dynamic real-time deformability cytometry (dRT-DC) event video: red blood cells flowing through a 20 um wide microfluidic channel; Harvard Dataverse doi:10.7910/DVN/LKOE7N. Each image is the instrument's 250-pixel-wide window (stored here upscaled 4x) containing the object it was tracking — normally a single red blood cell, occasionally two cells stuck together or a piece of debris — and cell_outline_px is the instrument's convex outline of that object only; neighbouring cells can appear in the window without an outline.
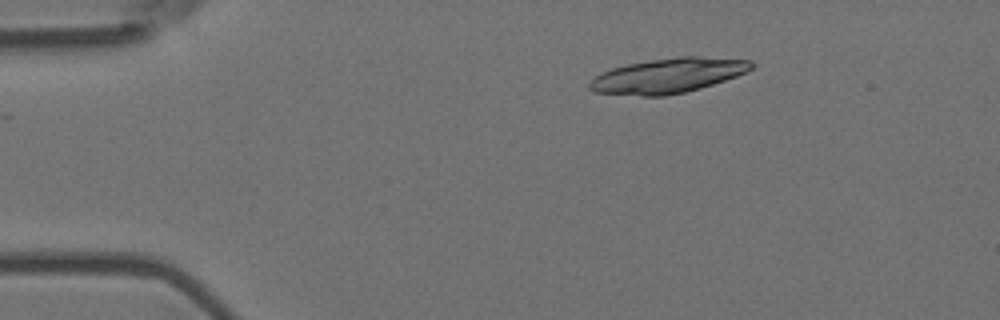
{"species": "Egyptian fruit bat (a non-hibernating species)", "species_latin": "Rousettus aegyptiacus", "temperature_condition": "room temperature", "stored_images_in_passage": 49, "camera_frame_rate_fps": 3000, "um_per_image_px": 0.085, "animal": {"sex": "female"}, "frame": {"image": 1, "passage_image": 4, "time_ms": 1.0, "image_size_px": [1000, 320], "cell_outline_px": [[756, 64], [752, 68], [736, 76], [700, 88], [684, 92], [664, 96], [640, 96], [596, 92], [588, 88], [588, 84], [600, 72], [612, 68], [628, 64], [652, 60], [680, 56], [700, 56], [752, 60]], "centroid_in_image_um": [56.78, 6.42], "position_along_channel_um": 28.2, "area_um2": 32.66}}